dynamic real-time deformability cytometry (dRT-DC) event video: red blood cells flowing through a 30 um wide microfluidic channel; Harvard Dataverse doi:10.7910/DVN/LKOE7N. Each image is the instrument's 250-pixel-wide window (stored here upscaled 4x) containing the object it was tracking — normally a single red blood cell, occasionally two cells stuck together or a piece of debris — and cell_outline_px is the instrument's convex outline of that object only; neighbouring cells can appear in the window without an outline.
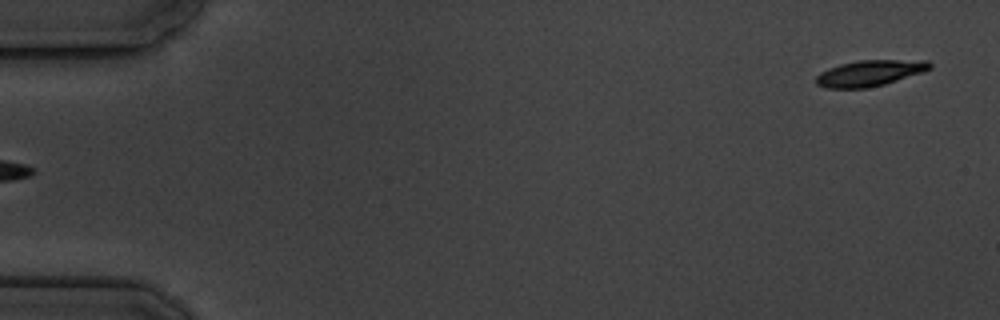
{"species": "common noctule bat (a hibernating species)", "species_latin": "Nyctalus noctula", "temperature_condition": "cold", "stored_images_in_passage": 6, "segment_of_instrument_passage": [2, 2], "camera_frame_rate_fps": 3000, "um_per_image_px": 0.085, "animal": {"sex": "male", "body_mass_g": 19.5, "forearm_length_mm": 54.6}, "frame": {"image": 1, "passage_image": 6, "time_ms": 6.0, "image_size_px": [1000, 320], "cell_outline_px": [[932, 68], [884, 84], [864, 88], [824, 88], [816, 84], [816, 76], [820, 72], [828, 68], [840, 64], [860, 60], [928, 60], [932, 64]], "centroid_in_image_um": [73.89, 6.21], "position_along_channel_um": 11.1, "area_um2": 17.05}}